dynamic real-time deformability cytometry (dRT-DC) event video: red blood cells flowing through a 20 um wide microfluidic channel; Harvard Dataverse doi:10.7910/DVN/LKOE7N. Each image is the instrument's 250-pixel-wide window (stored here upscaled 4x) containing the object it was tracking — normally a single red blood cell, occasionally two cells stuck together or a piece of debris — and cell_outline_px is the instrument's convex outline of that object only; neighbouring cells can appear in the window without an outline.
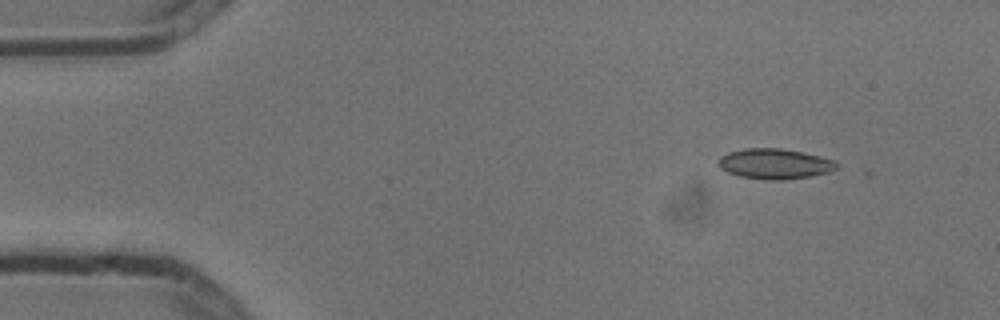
{"species": "common noctule bat (a hibernating species)", "species_latin": "Nyctalus noctula", "temperature_condition": "cold", "stored_images_in_passage": 5, "camera_frame_rate_fps": 3000, "um_per_image_px": 0.085, "animal": {"sex": "male", "body_mass_g": 13.3}, "frame": {"image": 1, "passage_image": 2, "time_ms": 0.333, "image_size_px": [1000, 320], "cell_outline_px": [[840, 164], [832, 172], [784, 180], [772, 180], [740, 176], [728, 172], [720, 168], [716, 160], [720, 156], [728, 152], [744, 148], [780, 148], [820, 156], [836, 160]], "centroid_in_image_um": [65.86, 13.92], "position_along_channel_um": 19.1, "area_um2": 20.98}}